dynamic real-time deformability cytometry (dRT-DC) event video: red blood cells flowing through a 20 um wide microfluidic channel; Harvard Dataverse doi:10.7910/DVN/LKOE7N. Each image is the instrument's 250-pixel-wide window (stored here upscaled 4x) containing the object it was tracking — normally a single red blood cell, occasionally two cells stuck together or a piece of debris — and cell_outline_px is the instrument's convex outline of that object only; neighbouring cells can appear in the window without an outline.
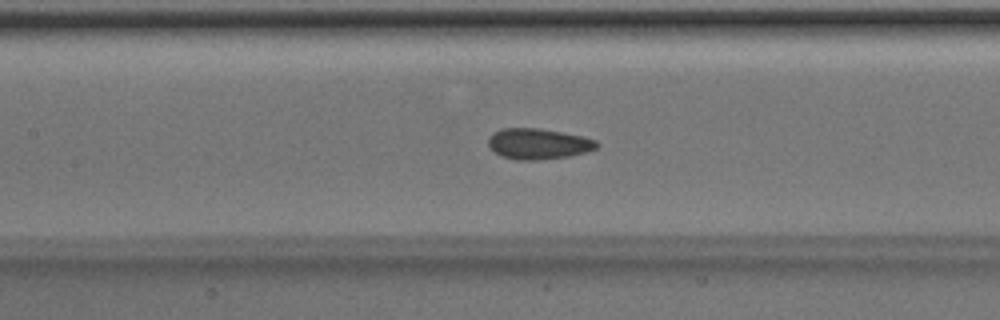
{"species": "Egyptian fruit bat (a non-hibernating species)", "species_latin": "Rousettus aegyptiacus", "temperature_condition": "room temperature", "stored_images_in_passage": 52, "camera_frame_rate_fps": 3000, "um_per_image_px": 0.085, "animal": {"sex": "male"}, "frame": {"image": 1, "passage_image": 24, "time_ms": 7.667, "image_size_px": [1000, 320], "cell_outline_px": [[600, 144], [596, 148], [584, 152], [568, 156], [536, 160], [516, 160], [500, 156], [488, 144], [488, 136], [492, 132], [500, 128], [540, 128], [584, 136], [596, 140]], "centroid_in_image_um": [45.73, 12.21], "position_along_channel_um": 161.7, "area_um2": 19.54}}
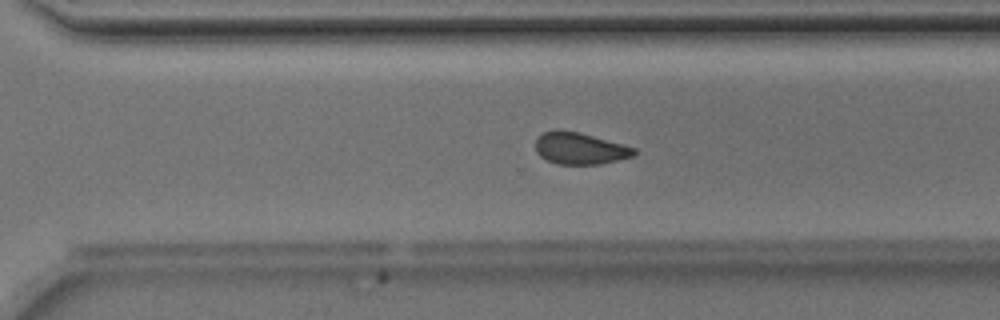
{"frame": {"image": 2, "passage_image": 36, "time_ms": 11.667, "image_size_px": [1000, 320], "cell_outline_px": [[636, 156], [600, 164], [556, 164], [540, 156], [536, 152], [536, 140], [544, 132], [580, 132], [624, 144], [636, 148]], "centroid_in_image_um": [49.36, 12.64], "position_along_channel_um": 321.2, "area_um2": 17.98}}
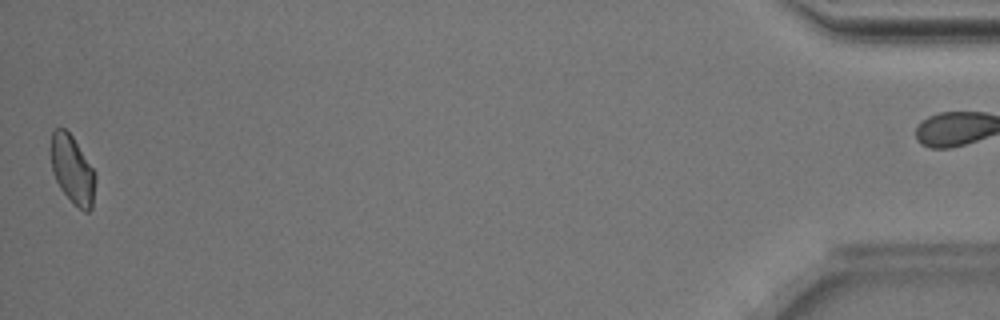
{"frame": {"image": 3, "passage_image": 51, "time_ms": 16.667, "image_size_px": [1000, 320], "cell_outline_px": [[96, 180], [92, 208], [88, 212], [84, 212], [72, 204], [60, 188], [52, 172], [48, 152], [52, 132], [56, 128], [64, 128], [72, 136], [96, 172]], "centroid_in_image_um": [6.13, 14.43], "position_along_channel_um": 429.1, "area_um2": 18.32}, "authors_computed_cell_mechanics": {"area_um2": 19.1896, "velocity_mm_per_s": 4.0033, "shape_relaxation_time_tau1_ms": 4.5735, "shape_relaxation_time_tau2_ms": 1.6079, "deformation_change_tau1": 0.0731, "deformation_change_tau2": 0.0584}}